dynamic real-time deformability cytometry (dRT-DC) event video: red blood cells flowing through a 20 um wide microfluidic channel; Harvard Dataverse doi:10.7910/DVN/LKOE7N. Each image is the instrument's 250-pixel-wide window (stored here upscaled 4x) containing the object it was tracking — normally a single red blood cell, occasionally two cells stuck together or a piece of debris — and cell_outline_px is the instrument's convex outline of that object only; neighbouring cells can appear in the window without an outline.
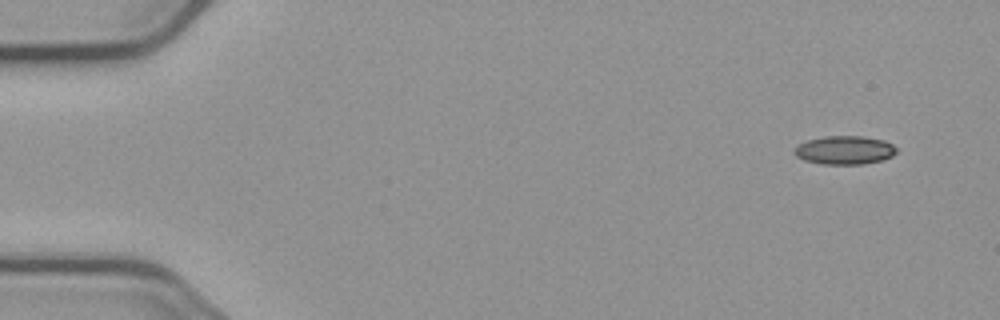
{"species": "common noctule bat (a hibernating species)", "species_latin": "Nyctalus noctula", "temperature_condition": "cold", "stored_images_in_passage": 8, "camera_frame_rate_fps": 3000, "um_per_image_px": 0.085, "animal": {"sex": "male", "body_mass_g": 23.1, "forearm_length_mm": 52.7}, "frame": {"image": 1, "passage_image": 1, "time_ms": 0.0, "image_size_px": [1000, 320], "cell_outline_px": [[896, 152], [892, 156], [884, 160], [860, 164], [820, 164], [804, 160], [796, 156], [792, 152], [800, 144], [808, 140], [824, 136], [864, 136], [884, 140], [892, 144], [896, 148]], "centroid_in_image_um": [71.8, 12.76], "position_along_channel_um": 13.2, "area_um2": 16.99}}
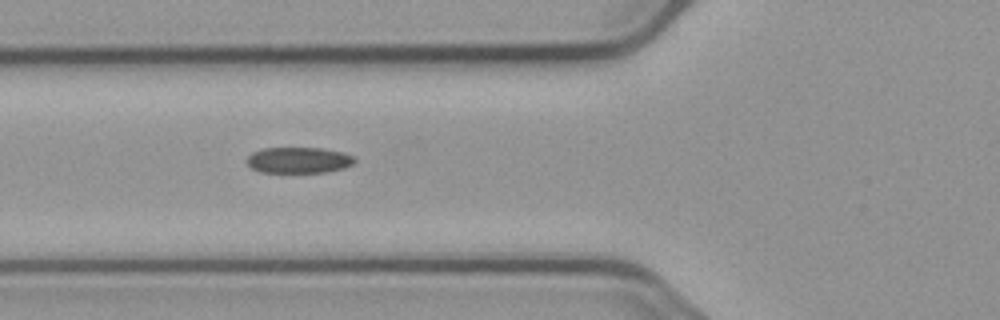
{"frame": {"image": 2, "passage_image": 6, "time_ms": 5.667, "image_size_px": [1000, 320], "cell_outline_px": [[356, 160], [352, 164], [344, 168], [324, 172], [260, 172], [252, 168], [244, 160], [252, 152], [264, 148], [320, 148], [344, 152], [356, 156]], "centroid_in_image_um": [25.39, 13.6], "position_along_channel_um": 100.4, "area_um2": 16.42}}
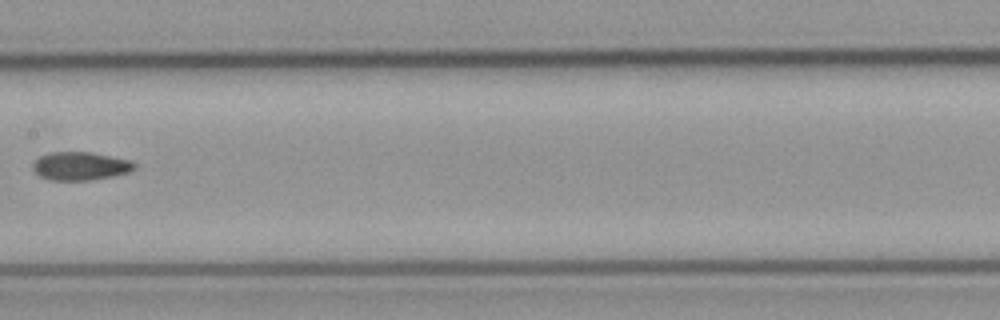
{"frame": {"image": 3, "passage_image": 8, "time_ms": 8.333, "image_size_px": [1000, 320], "cell_outline_px": [[136, 168], [128, 172], [112, 176], [88, 180], [48, 180], [40, 176], [32, 168], [32, 160], [40, 156], [52, 152], [88, 152], [128, 160], [136, 164]], "centroid_in_image_um": [6.77, 14.12], "position_along_channel_um": 200.6, "area_um2": 16.59}}